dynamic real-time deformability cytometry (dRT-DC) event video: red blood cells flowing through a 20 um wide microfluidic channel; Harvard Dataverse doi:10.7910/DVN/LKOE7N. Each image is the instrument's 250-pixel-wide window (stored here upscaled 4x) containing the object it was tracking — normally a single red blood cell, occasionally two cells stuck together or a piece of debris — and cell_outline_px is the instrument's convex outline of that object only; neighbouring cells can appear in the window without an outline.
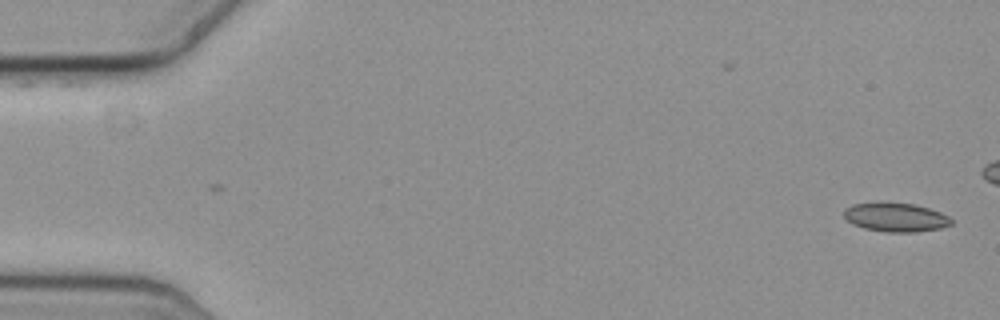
{"species": "common noctule bat (a hibernating species)", "species_latin": "Nyctalus noctula", "temperature_condition": "cold", "stored_images_in_passage": 17, "camera_frame_rate_fps": 3000, "um_per_image_px": 0.085, "animal": {"sex": "female", "body_mass_g": 19.3, "forearm_length_mm": 54.1}, "frame": {"image": 1, "passage_image": 1, "time_ms": 0.0, "image_size_px": [1000, 320], "cell_outline_px": [[952, 224], [940, 228], [916, 232], [884, 232], [864, 228], [852, 224], [844, 216], [844, 208], [852, 204], [912, 204], [928, 208], [940, 212], [948, 216], [952, 220]], "centroid_in_image_um": [76.14, 18.5], "position_along_channel_um": 8.9, "area_um2": 17.63}}